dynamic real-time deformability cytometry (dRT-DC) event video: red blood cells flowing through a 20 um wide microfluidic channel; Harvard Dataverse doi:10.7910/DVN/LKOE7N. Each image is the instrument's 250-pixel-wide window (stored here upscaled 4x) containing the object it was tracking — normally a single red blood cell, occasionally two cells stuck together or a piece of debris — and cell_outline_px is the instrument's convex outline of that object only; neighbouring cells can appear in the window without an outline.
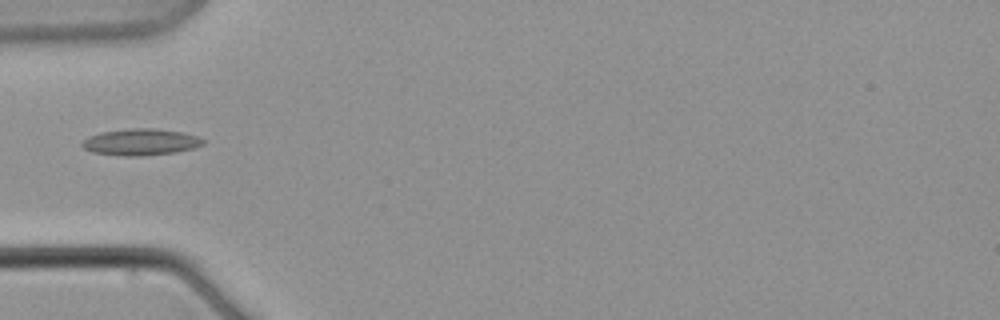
{"species": "common noctule bat (a hibernating species)", "species_latin": "Nyctalus noctula", "temperature_condition": "warm", "stored_images_in_passage": 3, "camera_frame_rate_fps": 3000, "um_per_image_px": 0.085, "animal": {"sex": "male", "body_mass_g": 21.5, "forearm_length_mm": 52.0}, "frame": {"image": 1, "passage_image": 1, "time_ms": 0.0, "image_size_px": [1000, 320], "cell_outline_px": [[204, 144], [192, 148], [176, 152], [144, 156], [124, 156], [92, 152], [84, 148], [80, 144], [88, 136], [100, 132], [128, 128], [156, 128], [184, 132], [200, 136], [204, 140]], "centroid_in_image_um": [11.97, 12.06], "position_along_channel_um": 73.0, "area_um2": 18.96}}
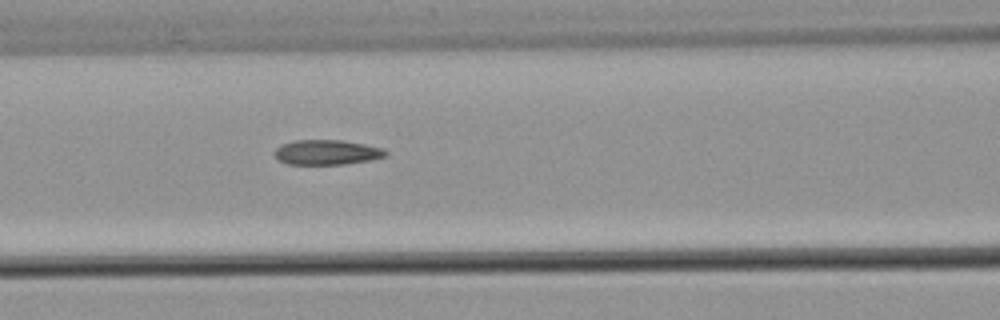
{"frame": {"image": 2, "passage_image": 3, "time_ms": 2.333, "image_size_px": [1000, 320], "cell_outline_px": [[388, 152], [384, 156], [372, 160], [344, 164], [288, 164], [280, 160], [272, 152], [280, 144], [296, 140], [344, 140], [384, 148]], "centroid_in_image_um": [27.78, 12.94], "position_along_channel_um": 138.8, "area_um2": 16.18}}